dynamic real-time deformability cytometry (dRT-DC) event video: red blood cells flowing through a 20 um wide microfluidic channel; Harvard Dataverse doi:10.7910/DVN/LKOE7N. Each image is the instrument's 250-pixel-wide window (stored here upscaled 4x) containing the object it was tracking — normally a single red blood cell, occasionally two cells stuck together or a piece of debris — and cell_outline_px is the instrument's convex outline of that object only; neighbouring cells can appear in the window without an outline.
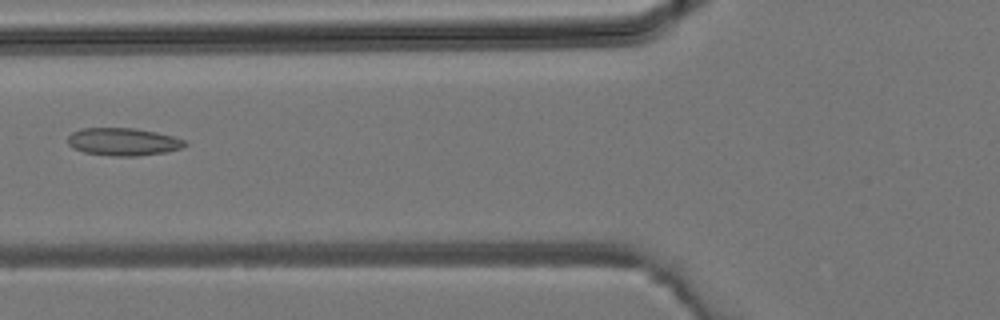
{"species": "common noctule bat (a hibernating species)", "species_latin": "Nyctalus noctula", "temperature_condition": "room temperature", "stored_images_in_passage": 29, "camera_frame_rate_fps": 3000, "um_per_image_px": 0.085, "animal": {"sex": "male", "body_mass_g": 19.2, "forearm_length_mm": 51.8}, "frame": {"image": 1, "passage_image": 6, "time_ms": 1.667, "image_size_px": [1000, 320], "cell_outline_px": [[188, 144], [180, 148], [168, 152], [136, 156], [112, 156], [84, 152], [72, 148], [68, 144], [68, 136], [72, 132], [84, 128], [136, 128], [156, 132], [172, 136], [184, 140]], "centroid_in_image_um": [10.46, 12.05], "position_along_channel_um": 115.3, "area_um2": 18.9}}
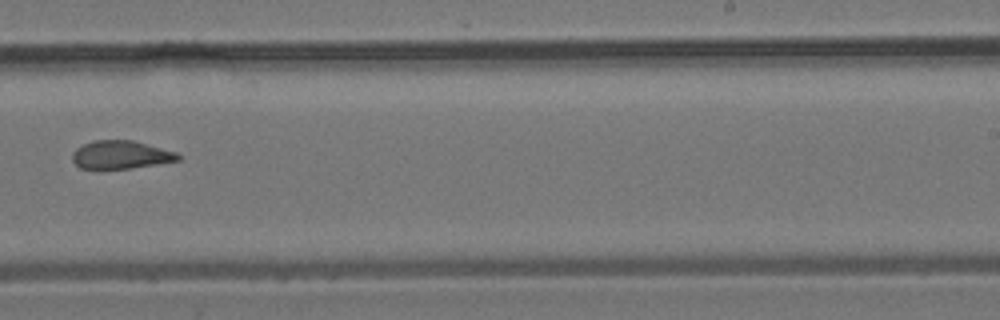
{"frame": {"image": 2, "passage_image": 15, "time_ms": 4.667, "image_size_px": [1000, 320], "cell_outline_px": [[180, 160], [156, 164], [128, 168], [80, 168], [72, 160], [72, 152], [76, 148], [84, 144], [96, 140], [132, 140], [176, 152], [180, 156]], "centroid_in_image_um": [10.25, 13.15], "position_along_channel_um": 278.8, "area_um2": 17.05}}
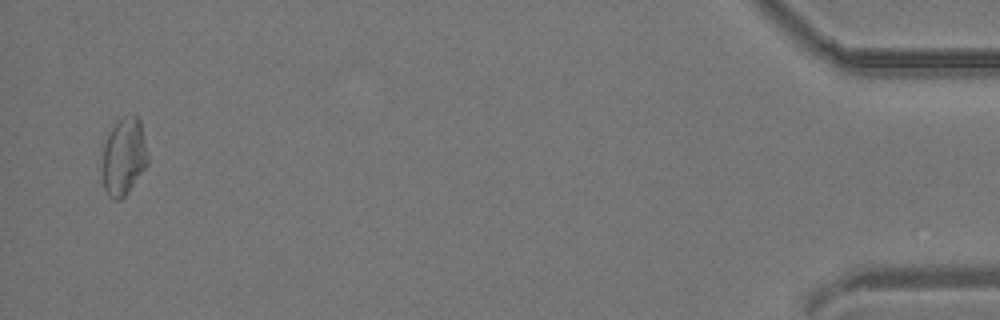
{"frame": {"image": 3, "passage_image": 28, "time_ms": 9.0, "image_size_px": [1000, 320], "cell_outline_px": [[148, 164], [128, 192], [120, 200], [112, 200], [108, 196], [104, 188], [104, 144], [108, 132], [124, 116], [136, 116], [140, 120], [148, 156]], "centroid_in_image_um": [10.54, 13.34], "position_along_channel_um": 424.7, "area_um2": 20.11}}